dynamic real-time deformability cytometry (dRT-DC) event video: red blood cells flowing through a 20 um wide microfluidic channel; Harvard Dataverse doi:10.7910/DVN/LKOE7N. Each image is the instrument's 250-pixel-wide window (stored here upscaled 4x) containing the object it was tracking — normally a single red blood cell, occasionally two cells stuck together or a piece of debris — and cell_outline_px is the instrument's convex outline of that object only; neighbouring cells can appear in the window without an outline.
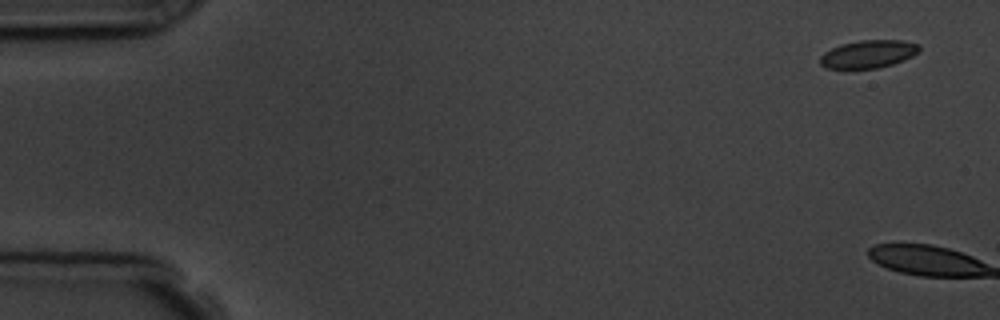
{"species": "common noctule bat (a hibernating species)", "species_latin": "Nyctalus noctula", "temperature_condition": "room temperature", "stored_images_in_passage": 16, "camera_frame_rate_fps": 3000, "um_per_image_px": 0.085, "animal": {"sex": "male", "body_mass_g": 19.5, "forearm_length_mm": 54.6}, "frame": {"image": 1, "passage_image": 1, "time_ms": 0.0, "image_size_px": [1000, 320], "cell_outline_px": [[920, 48], [912, 56], [904, 60], [892, 64], [876, 68], [824, 68], [820, 64], [820, 56], [824, 52], [840, 44], [860, 40], [904, 40], [920, 44]], "centroid_in_image_um": [73.8, 4.58], "position_along_channel_um": 11.2, "area_um2": 16.07}, "authors_computed_cell_mechanics": {"area_um2": 25.9233, "velocity_mm_per_s": 3.7828, "shape_relaxation_time_tau1_ms": null, "shape_relaxation_time_tau2_ms": 2.9769, "deformation_change_tau1": null, "deformation_change_tau2": 0.1053}}